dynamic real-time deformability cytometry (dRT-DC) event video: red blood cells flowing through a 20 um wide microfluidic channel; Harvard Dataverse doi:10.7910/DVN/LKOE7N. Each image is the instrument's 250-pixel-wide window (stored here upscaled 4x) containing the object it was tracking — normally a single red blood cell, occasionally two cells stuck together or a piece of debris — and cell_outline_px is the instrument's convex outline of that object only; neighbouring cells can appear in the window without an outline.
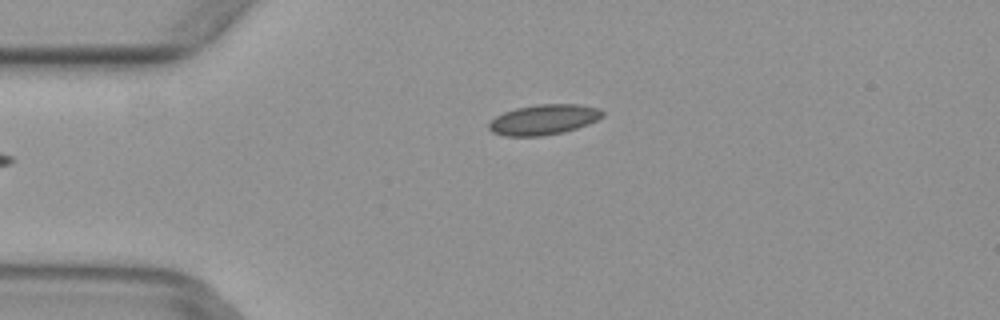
{"species": "common noctule bat (a hibernating species)", "species_latin": "Nyctalus noctula", "temperature_condition": "warm", "stored_images_in_passage": 5, "camera_frame_rate_fps": 3000, "um_per_image_px": 0.085, "animal": {"sex": "female", "body_mass_g": 29.2, "forearm_length_mm": 56.3}, "frame": {"image": 1, "passage_image": 5, "time_ms": 1.333, "image_size_px": [1000, 320], "cell_outline_px": [[604, 116], [588, 124], [564, 132], [544, 136], [504, 136], [492, 132], [488, 128], [488, 124], [496, 116], [504, 112], [516, 108], [536, 104], [576, 104], [596, 108], [604, 112]], "centroid_in_image_um": [46.19, 10.17], "position_along_channel_um": 38.8, "area_um2": 20.0}}